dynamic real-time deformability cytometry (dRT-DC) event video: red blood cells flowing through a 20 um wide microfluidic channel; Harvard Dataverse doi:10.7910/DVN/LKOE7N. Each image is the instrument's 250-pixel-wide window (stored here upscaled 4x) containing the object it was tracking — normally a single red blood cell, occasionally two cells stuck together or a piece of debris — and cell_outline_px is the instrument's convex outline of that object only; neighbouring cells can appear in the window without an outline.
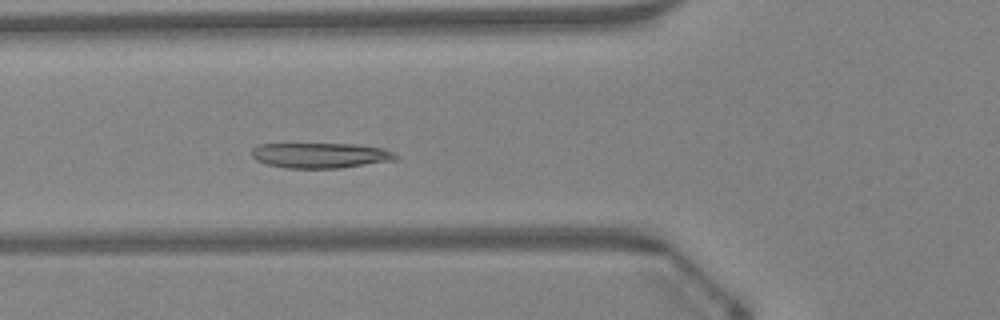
{"species": "Egyptian fruit bat (a non-hibernating species)", "species_latin": "Rousettus aegyptiacus", "temperature_condition": "warm", "stored_images_in_passage": 39, "camera_frame_rate_fps": 3000, "um_per_image_px": 0.085, "animal": {"sex": "female"}, "frame": {"image": 1, "passage_image": 9, "time_ms": 2.667, "image_size_px": [1000, 320], "cell_outline_px": [[400, 156], [396, 160], [340, 168], [284, 168], [268, 164], [256, 160], [252, 156], [252, 148], [260, 144], [356, 144], [384, 148]], "centroid_in_image_um": [27.27, 13.21], "position_along_channel_um": 98.5, "area_um2": 21.27}}
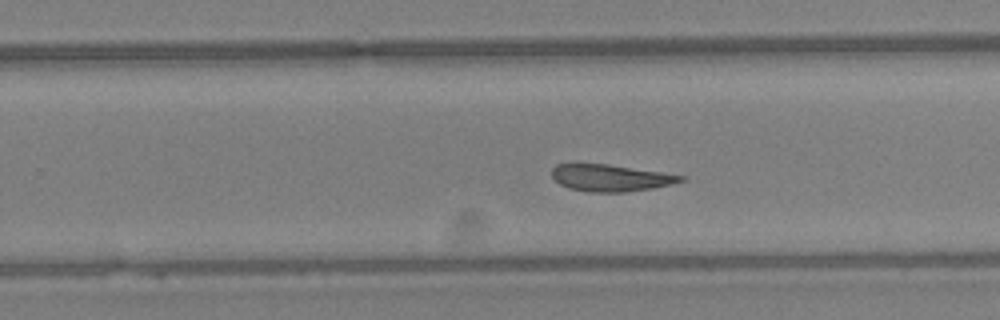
{"frame": {"image": 2, "passage_image": 22, "time_ms": 7.0, "image_size_px": [1000, 320], "cell_outline_px": [[688, 180], [672, 184], [652, 188], [624, 192], [588, 192], [568, 188], [560, 184], [552, 176], [552, 168], [556, 164], [576, 160], [608, 164], [660, 172], [684, 176]], "centroid_in_image_um": [51.81, 15.08], "position_along_channel_um": 278.0, "area_um2": 20.81}}
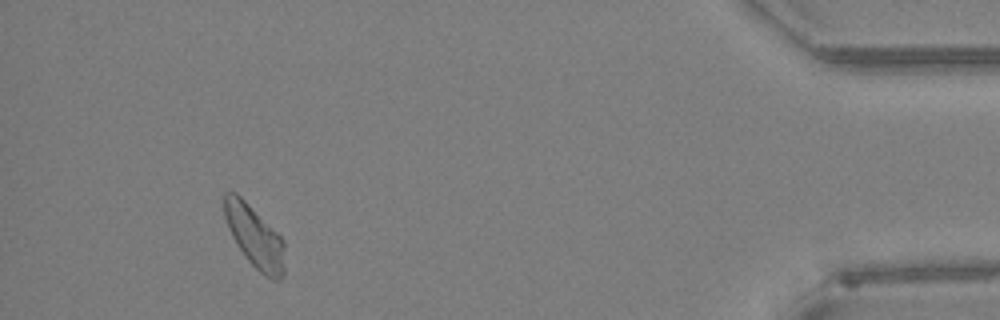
{"frame": {"image": 3, "passage_image": 36, "time_ms": 11.667, "image_size_px": [1000, 320], "cell_outline_px": [[284, 272], [280, 280], [272, 280], [264, 276], [244, 256], [232, 236], [228, 228], [224, 216], [220, 196], [224, 192], [236, 192], [284, 240]], "centroid_in_image_um": [21.6, 20.09], "position_along_channel_um": 413.6, "area_um2": 21.91}, "authors_computed_cell_mechanics": {"area_um2": 21.2704, "velocity_mm_per_s": 4.1758, "shape_relaxation_time_tau1_ms": null, "shape_relaxation_time_tau2_ms": 3.1193, "deformation_change_tau1": null, "deformation_change_tau2": 0.1164}}